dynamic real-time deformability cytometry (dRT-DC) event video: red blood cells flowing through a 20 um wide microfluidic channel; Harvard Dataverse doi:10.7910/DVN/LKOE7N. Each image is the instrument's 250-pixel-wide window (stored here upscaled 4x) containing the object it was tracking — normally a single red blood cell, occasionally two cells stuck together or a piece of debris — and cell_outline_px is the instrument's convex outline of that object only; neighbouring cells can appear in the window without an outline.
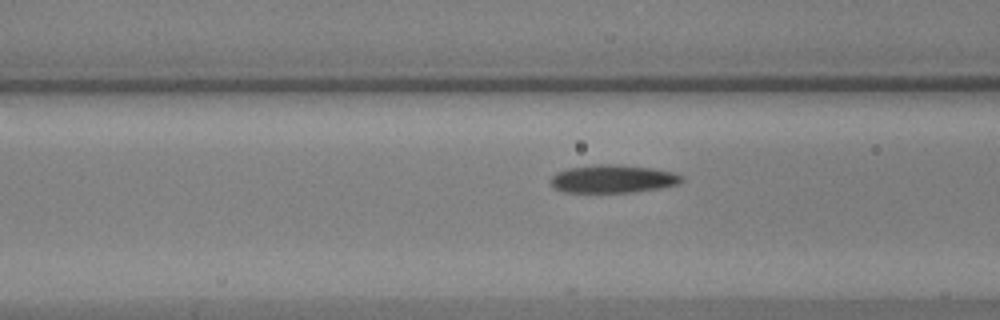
{"species": "common noctule bat (a hibernating species)", "species_latin": "Nyctalus noctula", "temperature_condition": "warm", "stored_images_in_passage": 14, "camera_frame_rate_fps": 3000, "um_per_image_px": 0.085, "animal": {"sex": "male", "body_mass_g": 17.9, "forearm_length_mm": 54.2}, "frame": {"image": 1, "passage_image": 12, "time_ms": 3.667, "image_size_px": [1000, 320], "cell_outline_px": [[684, 180], [680, 184], [660, 188], [632, 192], [564, 192], [552, 188], [548, 180], [556, 172], [568, 168], [596, 164], [608, 164], [652, 168], [672, 172], [684, 176]], "centroid_in_image_um": [52.06, 15.21], "position_along_channel_um": 114.5, "area_um2": 21.56}}